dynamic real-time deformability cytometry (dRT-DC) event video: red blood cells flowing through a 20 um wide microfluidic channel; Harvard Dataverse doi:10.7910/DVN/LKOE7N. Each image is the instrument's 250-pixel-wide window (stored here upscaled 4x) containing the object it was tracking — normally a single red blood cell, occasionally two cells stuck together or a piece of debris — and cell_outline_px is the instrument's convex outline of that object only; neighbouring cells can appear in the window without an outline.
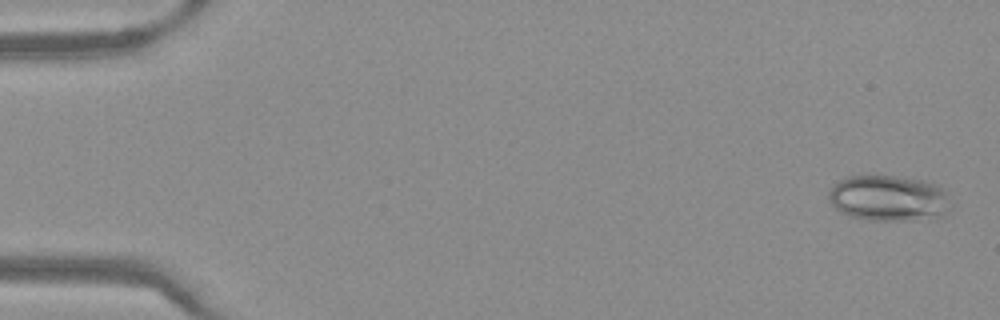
{"species": "Egyptian fruit bat (a non-hibernating species)", "species_latin": "Rousettus aegyptiacus", "temperature_condition": "warm", "stored_images_in_passage": 50, "camera_frame_rate_fps": 3000, "um_per_image_px": 0.085, "frame": {"image": 1, "passage_image": 2, "time_ms": 0.333, "image_size_px": [1000, 320], "cell_outline_px": [[952, 204], [948, 212], [944, 216], [916, 220], [868, 220], [852, 216], [840, 212], [828, 200], [828, 192], [840, 180], [848, 176], [880, 172], [924, 180], [936, 184], [944, 188]], "centroid_in_image_um": [75.57, 16.8], "position_along_channel_um": 9.4, "area_um2": 33.76}}
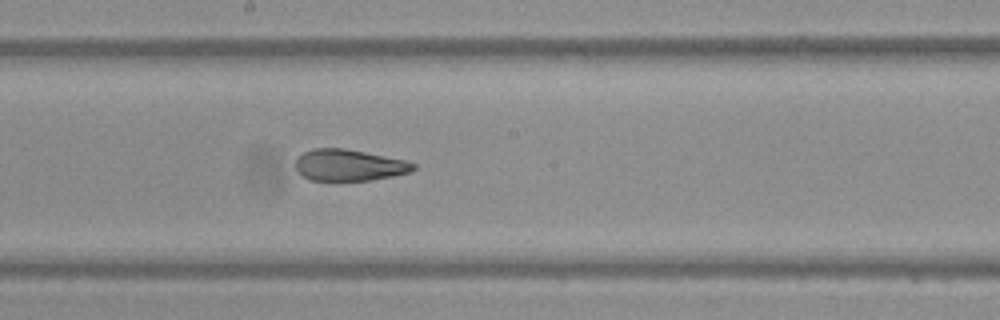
{"frame": {"image": 2, "passage_image": 28, "time_ms": 9.0, "image_size_px": [1000, 320], "cell_outline_px": [[416, 168], [408, 172], [392, 176], [368, 180], [308, 180], [296, 168], [296, 160], [304, 152], [312, 148], [344, 148], [404, 160], [416, 164]], "centroid_in_image_um": [29.65, 14.03], "position_along_channel_um": 218.5, "area_um2": 21.21}}
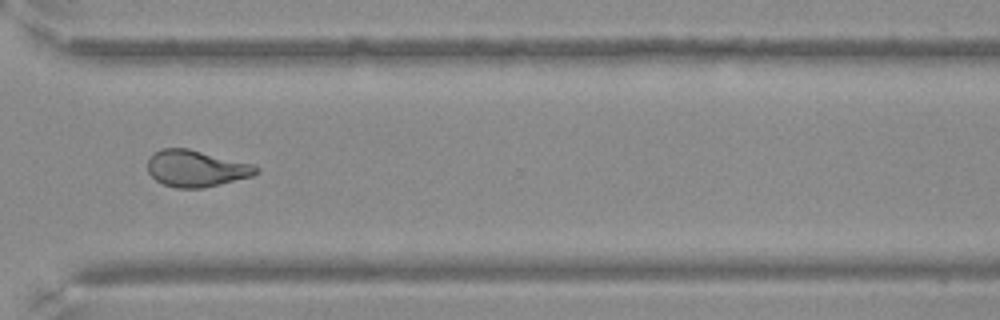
{"frame": {"image": 3, "passage_image": 38, "time_ms": 12.333, "image_size_px": [1000, 320], "cell_outline_px": [[260, 172], [252, 176], [204, 188], [176, 188], [164, 184], [156, 180], [148, 172], [148, 160], [160, 148], [188, 148], [252, 164], [260, 168]], "centroid_in_image_um": [16.69, 14.32], "position_along_channel_um": 353.9, "area_um2": 23.0}}